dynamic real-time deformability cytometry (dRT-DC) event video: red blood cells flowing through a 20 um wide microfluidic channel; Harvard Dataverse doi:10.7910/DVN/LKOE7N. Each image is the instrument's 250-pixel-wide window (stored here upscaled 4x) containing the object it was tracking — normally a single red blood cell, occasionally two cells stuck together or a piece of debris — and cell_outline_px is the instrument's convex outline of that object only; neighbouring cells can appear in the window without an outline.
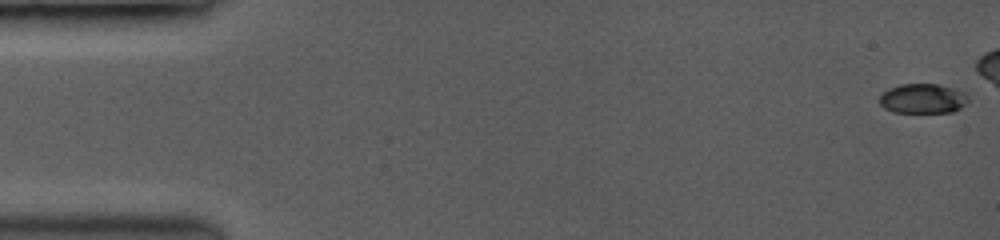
{"species": "common noctule bat (a hibernating species)", "species_latin": "Nyctalus noctula", "temperature_condition": "room temperature", "stored_images_in_passage": 10, "camera_frame_rate_fps": 3500, "um_per_image_px": 0.085, "animal": {"sex": "female", "body_mass_g": 19.0, "forearm_length_mm": 53.3}, "frame": {"image": 1, "passage_image": 1, "time_ms": 0.0, "image_size_px": [1000, 240], "cell_outline_px": [[968, 100], [960, 108], [952, 112], [892, 112], [884, 108], [880, 104], [880, 96], [888, 88], [900, 84], [936, 84], [952, 88], [964, 92], [968, 96]], "centroid_in_image_um": [78.42, 8.38], "position_along_channel_um": 6.6, "area_um2": 15.26}}